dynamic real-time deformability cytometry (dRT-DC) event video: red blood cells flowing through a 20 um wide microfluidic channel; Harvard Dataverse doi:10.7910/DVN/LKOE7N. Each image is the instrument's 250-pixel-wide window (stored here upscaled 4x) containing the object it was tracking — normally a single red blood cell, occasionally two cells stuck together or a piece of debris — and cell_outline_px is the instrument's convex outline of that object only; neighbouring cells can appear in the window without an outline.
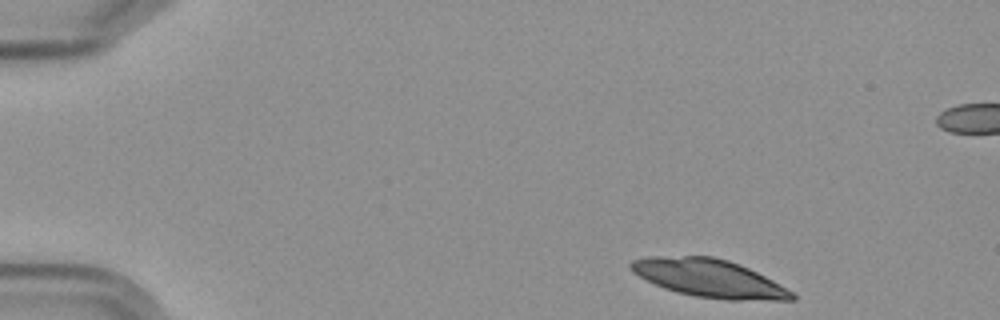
{"species": "Egyptian fruit bat (a non-hibernating species)", "species_latin": "Rousettus aegyptiacus", "temperature_condition": "cold", "stored_images_in_passage": 4, "camera_frame_rate_fps": 3000, "um_per_image_px": 0.085, "frame": {"image": 1, "passage_image": 1, "time_ms": 0.0, "image_size_px": [1000, 320], "cell_outline_px": [[796, 300], [728, 300], [696, 296], [676, 292], [664, 288], [632, 272], [628, 268], [628, 264], [632, 260], [648, 256], [712, 256], [728, 260], [740, 264], [772, 280], [792, 292], [796, 296]], "centroid_in_image_um": [60.25, 23.64], "position_along_channel_um": 24.7, "area_um2": 35.43}}